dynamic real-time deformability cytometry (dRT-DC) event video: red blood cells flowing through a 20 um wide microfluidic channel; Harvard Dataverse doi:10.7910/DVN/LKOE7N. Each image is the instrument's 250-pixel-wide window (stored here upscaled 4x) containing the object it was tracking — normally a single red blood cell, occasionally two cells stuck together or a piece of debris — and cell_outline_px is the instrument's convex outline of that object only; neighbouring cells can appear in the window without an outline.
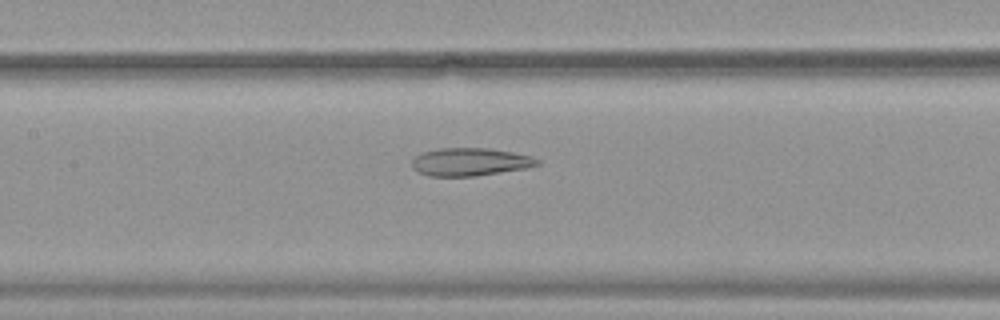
{"species": "common noctule bat (a hibernating species)", "species_latin": "Nyctalus noctula", "temperature_condition": "warm", "stored_images_in_passage": 54, "camera_frame_rate_fps": 3000, "um_per_image_px": 0.085, "animal": {"sex": "female", "body_mass_g": 19.9}, "frame": {"image": 1, "passage_image": 26, "time_ms": 8.333, "image_size_px": [1000, 320], "cell_outline_px": [[540, 164], [528, 168], [476, 176], [428, 176], [412, 168], [412, 160], [416, 156], [424, 152], [440, 148], [488, 148], [512, 152], [532, 156], [540, 160]], "centroid_in_image_um": [39.99, 13.76], "position_along_channel_um": 167.4, "area_um2": 20.4}}
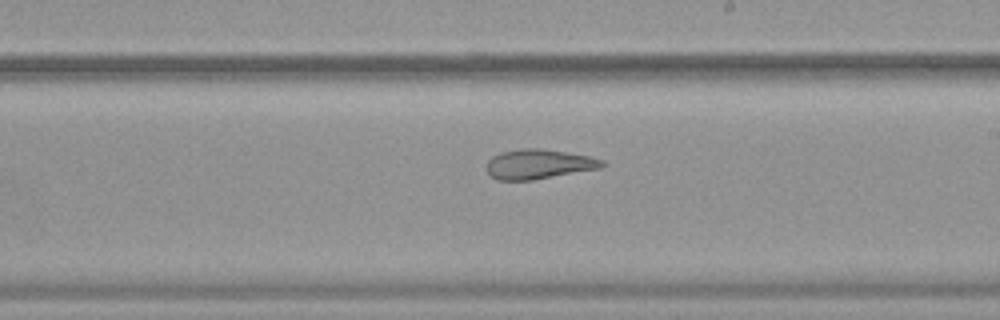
{"frame": {"image": 2, "passage_image": 32, "time_ms": 10.333, "image_size_px": [1000, 320], "cell_outline_px": [[608, 164], [600, 168], [532, 180], [496, 180], [488, 176], [484, 168], [488, 160], [492, 156], [500, 152], [524, 148], [540, 148], [588, 156], [604, 160]], "centroid_in_image_um": [45.72, 13.96], "position_along_channel_um": 243.3, "area_um2": 20.17}}
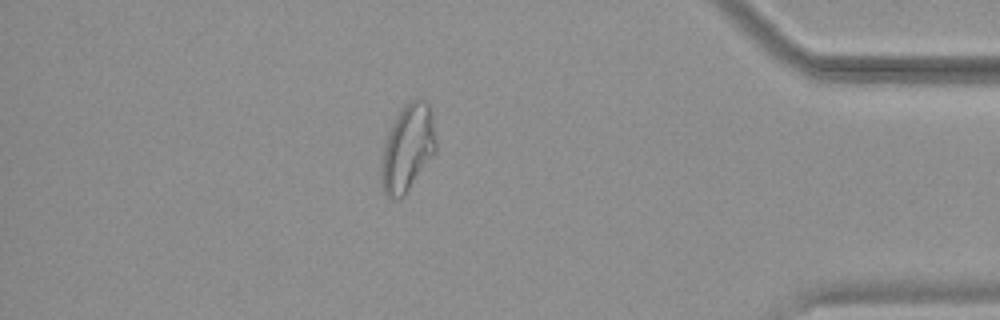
{"frame": {"image": 3, "passage_image": 47, "time_ms": 15.333, "image_size_px": [1000, 320], "cell_outline_px": [[436, 152], [404, 196], [400, 200], [388, 200], [380, 184], [380, 164], [384, 144], [388, 132], [396, 116], [412, 100], [424, 100], [428, 104], [432, 116], [436, 140]], "centroid_in_image_um": [34.61, 12.69], "position_along_channel_um": 400.6, "area_um2": 27.8}, "authors_computed_cell_mechanics": {"area_um2": 27.0504, "velocity_mm_per_s": 3.8068, "shape_relaxation_time_tau1_ms": null, "shape_relaxation_time_tau2_ms": 3.1438, "deformation_change_tau1": null, "deformation_change_tau2": 0.1173}}